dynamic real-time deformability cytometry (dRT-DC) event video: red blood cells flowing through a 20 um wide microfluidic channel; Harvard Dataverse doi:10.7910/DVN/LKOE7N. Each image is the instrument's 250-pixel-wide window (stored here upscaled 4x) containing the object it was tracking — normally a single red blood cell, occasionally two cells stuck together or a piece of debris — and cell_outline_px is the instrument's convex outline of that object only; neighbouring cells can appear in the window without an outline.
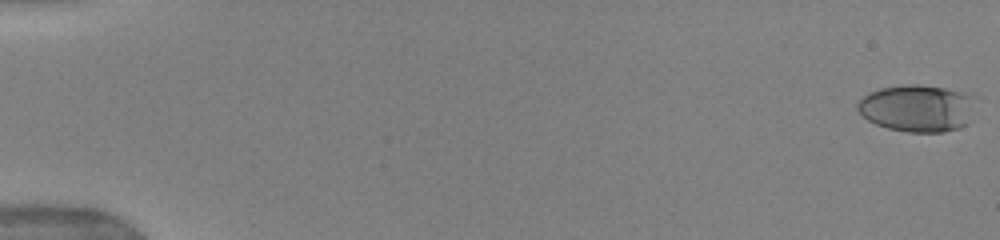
{"species": "human", "species_latin": "Homo sapiens", "temperature_condition": "warm", "stored_images_in_passage": 14, "camera_frame_rate_fps": 3000, "um_per_image_px": 0.085, "donor": {"sex": "female"}, "frame": {"image": 1, "passage_image": 1, "time_ms": 0.0, "image_size_px": [1000, 240], "cell_outline_px": [[968, 96], [964, 124], [960, 128], [944, 132], [908, 132], [888, 128], [876, 124], [868, 120], [856, 108], [856, 104], [868, 92], [880, 88], [904, 84], [920, 84], [944, 88]], "centroid_in_image_um": [77.76, 9.2], "position_along_channel_um": 7.2, "area_um2": 31.04}}
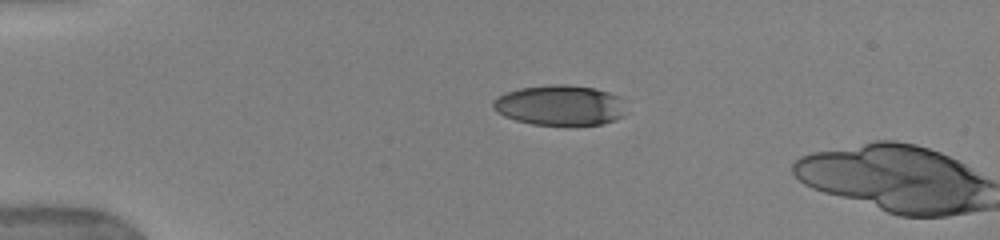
{"frame": {"image": 2, "passage_image": 13, "time_ms": 4.0, "image_size_px": [1000, 240], "cell_outline_px": [[624, 116], [616, 120], [604, 124], [532, 124], [516, 120], [504, 116], [496, 112], [492, 108], [492, 100], [508, 92], [520, 88], [552, 84], [568, 84], [596, 88], [620, 96]], "centroid_in_image_um": [47.58, 8.94], "position_along_channel_um": 37.4, "area_um2": 31.1}}